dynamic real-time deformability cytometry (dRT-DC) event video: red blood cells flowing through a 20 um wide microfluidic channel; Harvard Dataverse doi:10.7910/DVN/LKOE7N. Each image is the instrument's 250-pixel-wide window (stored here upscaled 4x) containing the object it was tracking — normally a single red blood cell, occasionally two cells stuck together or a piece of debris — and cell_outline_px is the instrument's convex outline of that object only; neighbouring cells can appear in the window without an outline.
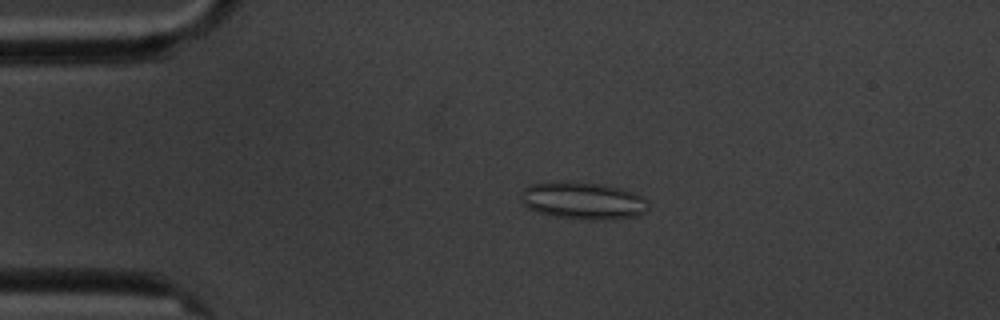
{"species": "common noctule bat (a hibernating species)", "species_latin": "Nyctalus noctula", "temperature_condition": "cold", "stored_images_in_passage": 4, "camera_frame_rate_fps": 3000, "um_per_image_px": 0.085, "animal": {"sex": "male", "body_mass_g": 20.1, "forearm_length_mm": 53.5}, "frame": {"image": 1, "passage_image": 3, "time_ms": 3.333, "image_size_px": [1000, 320], "cell_outline_px": [[648, 208], [644, 212], [636, 216], [608, 220], [588, 220], [552, 216], [536, 212], [528, 208], [524, 204], [524, 188], [528, 184], [548, 180], [564, 180], [604, 184], [620, 188], [632, 192], [640, 196], [648, 204]], "centroid_in_image_um": [49.52, 17.04], "position_along_channel_um": 35.5, "area_um2": 28.03}}